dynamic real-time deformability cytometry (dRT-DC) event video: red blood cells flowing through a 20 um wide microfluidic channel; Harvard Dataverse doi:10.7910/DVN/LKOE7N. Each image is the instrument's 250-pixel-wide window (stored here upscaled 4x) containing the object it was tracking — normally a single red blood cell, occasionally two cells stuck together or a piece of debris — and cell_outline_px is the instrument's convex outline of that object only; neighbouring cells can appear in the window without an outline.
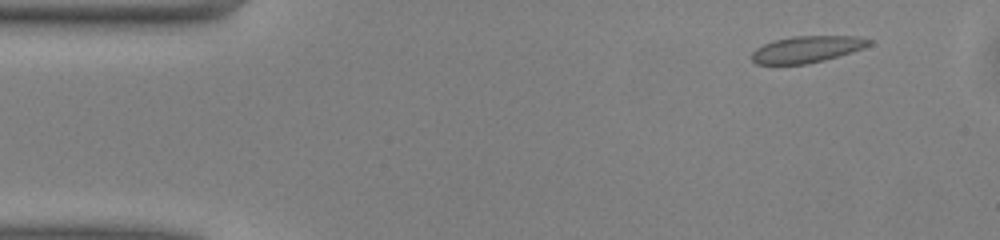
{"species": "common noctule bat (a hibernating species)", "species_latin": "Nyctalus noctula", "temperature_condition": "warm", "stored_images_in_passage": 49, "camera_frame_rate_fps": 3000, "um_per_image_px": 0.085, "animal": {"sex": "male", "body_mass_g": 13.0, "forearm_length_mm": 53.1}, "frame": {"image": 1, "passage_image": 4, "time_ms": 1.0, "image_size_px": [1000, 240], "cell_outline_px": [[872, 44], [864, 48], [852, 52], [824, 60], [808, 64], [756, 64], [752, 60], [752, 52], [756, 48], [772, 40], [792, 36], [856, 36], [872, 40]], "centroid_in_image_um": [68.59, 4.18], "position_along_channel_um": 16.4, "area_um2": 18.26}}
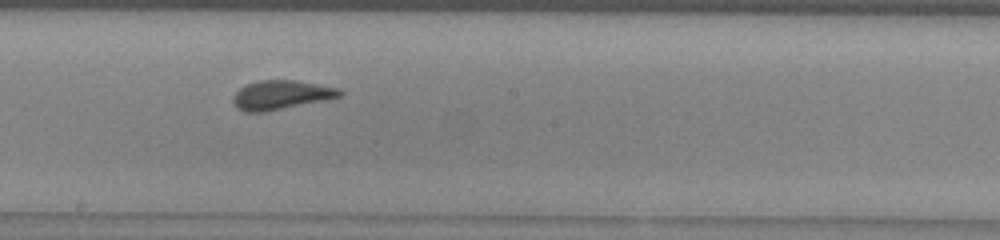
{"frame": {"image": 2, "passage_image": 26, "time_ms": 8.333, "image_size_px": [1000, 240], "cell_outline_px": [[344, 92], [340, 96], [328, 100], [264, 112], [244, 112], [236, 108], [232, 100], [232, 96], [240, 88], [248, 84], [260, 80], [296, 80], [336, 88]], "centroid_in_image_um": [23.87, 8.08], "position_along_channel_um": 224.3, "area_um2": 18.09}}
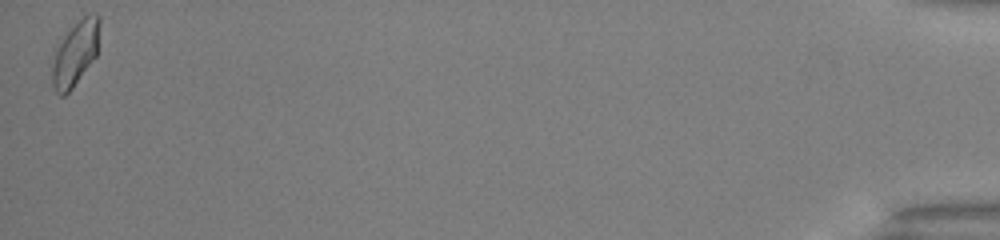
{"frame": {"image": 3, "passage_image": 49, "time_ms": 16.0, "image_size_px": [1000, 240], "cell_outline_px": [[100, 24], [96, 56], [72, 88], [64, 96], [60, 96], [56, 92], [52, 84], [52, 64], [56, 48], [68, 32], [84, 16], [96, 12], [100, 16]], "centroid_in_image_um": [6.41, 4.55], "position_along_channel_um": 428.8, "area_um2": 17.51}, "authors_computed_cell_mechanics": {"area_um2": 17.8024, "velocity_mm_per_s": 4.0456, "shape_relaxation_time_tau1_ms": 4.1258, "shape_relaxation_time_tau2_ms": null, "deformation_change_tau1": 0.128, "deformation_change_tau2": null}}